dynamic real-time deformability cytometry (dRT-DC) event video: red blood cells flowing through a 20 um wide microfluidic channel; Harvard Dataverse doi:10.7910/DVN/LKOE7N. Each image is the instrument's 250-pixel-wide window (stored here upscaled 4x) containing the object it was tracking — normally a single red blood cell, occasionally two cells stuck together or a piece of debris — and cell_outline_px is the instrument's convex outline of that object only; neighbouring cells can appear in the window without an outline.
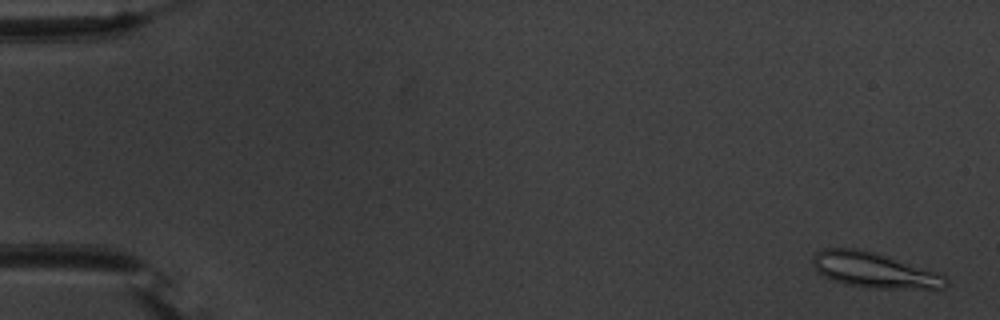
{"species": "common noctule bat (a hibernating species)", "species_latin": "Nyctalus noctula", "temperature_condition": "warm", "stored_images_in_passage": 55, "camera_frame_rate_fps": 3000, "um_per_image_px": 0.085, "animal": {"sex": "male", "body_mass_g": 20.1, "forearm_length_mm": 53.5}, "frame": {"image": 1, "passage_image": 2, "time_ms": 0.333, "image_size_px": [1000, 320], "cell_outline_px": [[948, 284], [944, 288], [876, 288], [848, 284], [832, 280], [824, 276], [812, 264], [812, 256], [816, 252], [824, 248], [856, 248], [876, 252], [940, 272], [948, 280]], "centroid_in_image_um": [74.33, 22.94], "position_along_channel_um": 10.7, "area_um2": 27.34}}
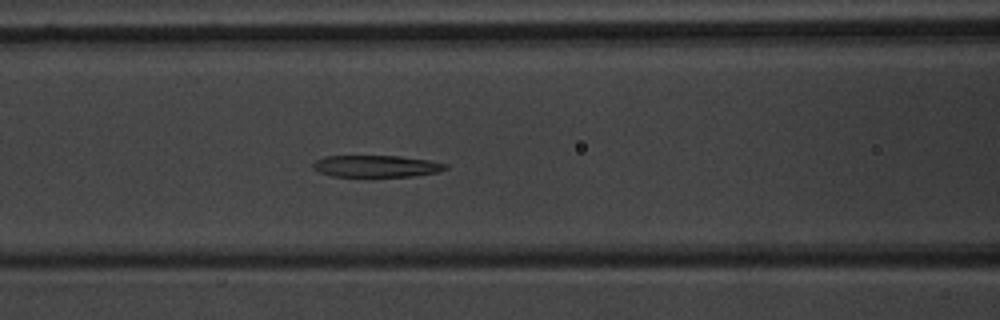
{"frame": {"image": 2, "passage_image": 24, "time_ms": 7.667, "image_size_px": [1000, 320], "cell_outline_px": [[448, 168], [440, 172], [412, 176], [368, 180], [332, 176], [320, 172], [312, 168], [312, 164], [316, 160], [324, 156], [400, 156], [428, 160], [448, 164]], "centroid_in_image_um": [31.97, 14.18], "position_along_channel_um": 134.6, "area_um2": 17.98}}
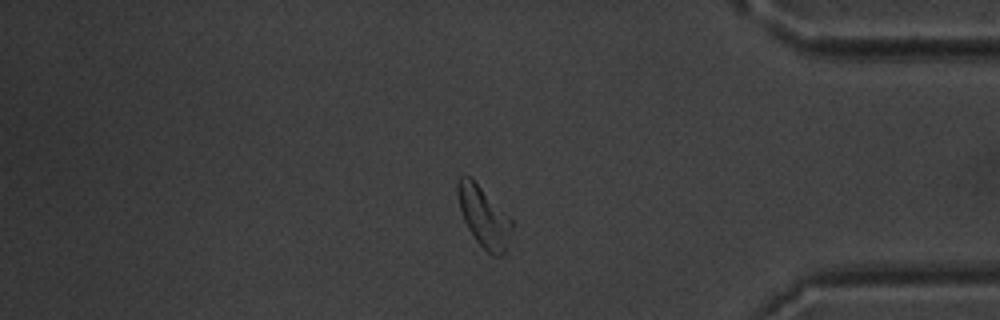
{"frame": {"image": 3, "passage_image": 47, "time_ms": 15.333, "image_size_px": [1000, 320], "cell_outline_px": [[512, 228], [504, 252], [500, 256], [492, 256], [476, 240], [468, 228], [464, 220], [460, 208], [456, 192], [456, 184], [460, 176], [464, 172], [512, 216]], "centroid_in_image_um": [41.12, 18.38], "position_along_channel_um": 394.1, "area_um2": 19.13}, "authors_computed_cell_mechanics": {"area_um2": 19.1318, "velocity_mm_per_s": 3.6906, "shape_relaxation_time_tau1_ms": 4.6779, "shape_relaxation_time_tau2_ms": 3.3325, "deformation_change_tau1": 0.1523, "deformation_change_tau2": 0.1277}}